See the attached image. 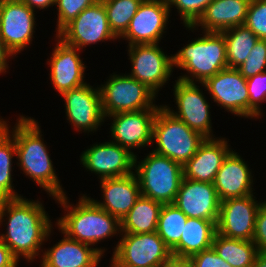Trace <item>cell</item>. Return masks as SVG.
<instances>
[{"instance_id":"f546056e","label":"cell","mask_w":266,"mask_h":267,"mask_svg":"<svg viewBox=\"0 0 266 267\" xmlns=\"http://www.w3.org/2000/svg\"><path fill=\"white\" fill-rule=\"evenodd\" d=\"M16 156L13 136L0 124V197L14 199L22 197L12 185V159Z\"/></svg>"},{"instance_id":"4316f807","label":"cell","mask_w":266,"mask_h":267,"mask_svg":"<svg viewBox=\"0 0 266 267\" xmlns=\"http://www.w3.org/2000/svg\"><path fill=\"white\" fill-rule=\"evenodd\" d=\"M163 204L140 196L121 222V233L145 234L157 230Z\"/></svg>"},{"instance_id":"9c48e42d","label":"cell","mask_w":266,"mask_h":267,"mask_svg":"<svg viewBox=\"0 0 266 267\" xmlns=\"http://www.w3.org/2000/svg\"><path fill=\"white\" fill-rule=\"evenodd\" d=\"M120 235L122 239L114 247L113 256L126 266L159 267L172 255L157 232Z\"/></svg>"},{"instance_id":"603a6c76","label":"cell","mask_w":266,"mask_h":267,"mask_svg":"<svg viewBox=\"0 0 266 267\" xmlns=\"http://www.w3.org/2000/svg\"><path fill=\"white\" fill-rule=\"evenodd\" d=\"M220 201L253 194V176L237 152L231 150L223 160L213 182Z\"/></svg>"},{"instance_id":"ac0fdd59","label":"cell","mask_w":266,"mask_h":267,"mask_svg":"<svg viewBox=\"0 0 266 267\" xmlns=\"http://www.w3.org/2000/svg\"><path fill=\"white\" fill-rule=\"evenodd\" d=\"M158 109L121 112L106 116L113 120L110 131L112 142L128 149L144 148L152 141L153 122Z\"/></svg>"},{"instance_id":"5bb4252c","label":"cell","mask_w":266,"mask_h":267,"mask_svg":"<svg viewBox=\"0 0 266 267\" xmlns=\"http://www.w3.org/2000/svg\"><path fill=\"white\" fill-rule=\"evenodd\" d=\"M67 120L78 132H93L105 121L99 87L85 83L61 94Z\"/></svg>"},{"instance_id":"74e56055","label":"cell","mask_w":266,"mask_h":267,"mask_svg":"<svg viewBox=\"0 0 266 267\" xmlns=\"http://www.w3.org/2000/svg\"><path fill=\"white\" fill-rule=\"evenodd\" d=\"M190 260L194 267H232L215 252L213 247L190 256Z\"/></svg>"},{"instance_id":"7402d4cb","label":"cell","mask_w":266,"mask_h":267,"mask_svg":"<svg viewBox=\"0 0 266 267\" xmlns=\"http://www.w3.org/2000/svg\"><path fill=\"white\" fill-rule=\"evenodd\" d=\"M64 234L53 247L42 254L41 267H97L105 248H92Z\"/></svg>"},{"instance_id":"5b68a950","label":"cell","mask_w":266,"mask_h":267,"mask_svg":"<svg viewBox=\"0 0 266 267\" xmlns=\"http://www.w3.org/2000/svg\"><path fill=\"white\" fill-rule=\"evenodd\" d=\"M137 158L135 155L134 171L139 180L141 196L161 204L174 203L183 179V165L153 151L141 162Z\"/></svg>"},{"instance_id":"1f68e13d","label":"cell","mask_w":266,"mask_h":267,"mask_svg":"<svg viewBox=\"0 0 266 267\" xmlns=\"http://www.w3.org/2000/svg\"><path fill=\"white\" fill-rule=\"evenodd\" d=\"M104 4L109 26L114 35L120 37L127 30L143 0H101Z\"/></svg>"},{"instance_id":"e575fe53","label":"cell","mask_w":266,"mask_h":267,"mask_svg":"<svg viewBox=\"0 0 266 267\" xmlns=\"http://www.w3.org/2000/svg\"><path fill=\"white\" fill-rule=\"evenodd\" d=\"M169 9L175 8L178 10L184 26H192L203 14L205 8L213 0H166Z\"/></svg>"},{"instance_id":"d6a6232c","label":"cell","mask_w":266,"mask_h":267,"mask_svg":"<svg viewBox=\"0 0 266 267\" xmlns=\"http://www.w3.org/2000/svg\"><path fill=\"white\" fill-rule=\"evenodd\" d=\"M249 118L261 117V102H266V71L247 78Z\"/></svg>"},{"instance_id":"2e32d148","label":"cell","mask_w":266,"mask_h":267,"mask_svg":"<svg viewBox=\"0 0 266 267\" xmlns=\"http://www.w3.org/2000/svg\"><path fill=\"white\" fill-rule=\"evenodd\" d=\"M170 10L166 0H143L120 38L126 39L128 46L159 43L167 29Z\"/></svg>"},{"instance_id":"d6986e66","label":"cell","mask_w":266,"mask_h":267,"mask_svg":"<svg viewBox=\"0 0 266 267\" xmlns=\"http://www.w3.org/2000/svg\"><path fill=\"white\" fill-rule=\"evenodd\" d=\"M220 202L213 183L183 178L173 204L187 217L217 223Z\"/></svg>"},{"instance_id":"83f0119b","label":"cell","mask_w":266,"mask_h":267,"mask_svg":"<svg viewBox=\"0 0 266 267\" xmlns=\"http://www.w3.org/2000/svg\"><path fill=\"white\" fill-rule=\"evenodd\" d=\"M212 247L232 267H252L259 253L253 241L227 238L217 232L213 237Z\"/></svg>"},{"instance_id":"e0dca14e","label":"cell","mask_w":266,"mask_h":267,"mask_svg":"<svg viewBox=\"0 0 266 267\" xmlns=\"http://www.w3.org/2000/svg\"><path fill=\"white\" fill-rule=\"evenodd\" d=\"M35 11L22 1L0 5V37L13 55L27 48L35 32Z\"/></svg>"},{"instance_id":"44dd1931","label":"cell","mask_w":266,"mask_h":267,"mask_svg":"<svg viewBox=\"0 0 266 267\" xmlns=\"http://www.w3.org/2000/svg\"><path fill=\"white\" fill-rule=\"evenodd\" d=\"M99 182L104 201L91 199L100 208L121 221L141 196L140 184L135 172L122 177L100 179Z\"/></svg>"},{"instance_id":"ba28073f","label":"cell","mask_w":266,"mask_h":267,"mask_svg":"<svg viewBox=\"0 0 266 267\" xmlns=\"http://www.w3.org/2000/svg\"><path fill=\"white\" fill-rule=\"evenodd\" d=\"M155 44H135L128 46L131 61L129 76L145 84L158 94L165 83H168L173 72V56H168Z\"/></svg>"},{"instance_id":"f35d334b","label":"cell","mask_w":266,"mask_h":267,"mask_svg":"<svg viewBox=\"0 0 266 267\" xmlns=\"http://www.w3.org/2000/svg\"><path fill=\"white\" fill-rule=\"evenodd\" d=\"M252 241L257 246L258 252L266 254V203L264 201L260 205L256 216Z\"/></svg>"},{"instance_id":"ffe728a7","label":"cell","mask_w":266,"mask_h":267,"mask_svg":"<svg viewBox=\"0 0 266 267\" xmlns=\"http://www.w3.org/2000/svg\"><path fill=\"white\" fill-rule=\"evenodd\" d=\"M56 38L57 43L47 62L50 65L51 83L59 94H62L87 83L84 82L86 66L77 47L66 44L57 35Z\"/></svg>"},{"instance_id":"f1b7e54d","label":"cell","mask_w":266,"mask_h":267,"mask_svg":"<svg viewBox=\"0 0 266 267\" xmlns=\"http://www.w3.org/2000/svg\"><path fill=\"white\" fill-rule=\"evenodd\" d=\"M221 33L225 37L228 68H238L249 56L259 38L245 25Z\"/></svg>"},{"instance_id":"60d3db41","label":"cell","mask_w":266,"mask_h":267,"mask_svg":"<svg viewBox=\"0 0 266 267\" xmlns=\"http://www.w3.org/2000/svg\"><path fill=\"white\" fill-rule=\"evenodd\" d=\"M159 267H194L190 257H179L171 255Z\"/></svg>"},{"instance_id":"bcb514c9","label":"cell","mask_w":266,"mask_h":267,"mask_svg":"<svg viewBox=\"0 0 266 267\" xmlns=\"http://www.w3.org/2000/svg\"><path fill=\"white\" fill-rule=\"evenodd\" d=\"M1 3L3 2H17V1H23V0H0Z\"/></svg>"},{"instance_id":"f6af8a7d","label":"cell","mask_w":266,"mask_h":267,"mask_svg":"<svg viewBox=\"0 0 266 267\" xmlns=\"http://www.w3.org/2000/svg\"><path fill=\"white\" fill-rule=\"evenodd\" d=\"M109 267H129V266H126V265L122 264L114 256H112L111 265Z\"/></svg>"},{"instance_id":"30bf717a","label":"cell","mask_w":266,"mask_h":267,"mask_svg":"<svg viewBox=\"0 0 266 267\" xmlns=\"http://www.w3.org/2000/svg\"><path fill=\"white\" fill-rule=\"evenodd\" d=\"M55 35L79 50L90 44L118 39L110 29L107 13L101 0L85 8Z\"/></svg>"},{"instance_id":"8992f818","label":"cell","mask_w":266,"mask_h":267,"mask_svg":"<svg viewBox=\"0 0 266 267\" xmlns=\"http://www.w3.org/2000/svg\"><path fill=\"white\" fill-rule=\"evenodd\" d=\"M205 139L202 134L172 115L163 105L158 109L153 122L152 141H156L154 153L184 165L195 155Z\"/></svg>"},{"instance_id":"ee69618b","label":"cell","mask_w":266,"mask_h":267,"mask_svg":"<svg viewBox=\"0 0 266 267\" xmlns=\"http://www.w3.org/2000/svg\"><path fill=\"white\" fill-rule=\"evenodd\" d=\"M252 267H266V254L259 252L255 257Z\"/></svg>"},{"instance_id":"836d02e7","label":"cell","mask_w":266,"mask_h":267,"mask_svg":"<svg viewBox=\"0 0 266 267\" xmlns=\"http://www.w3.org/2000/svg\"><path fill=\"white\" fill-rule=\"evenodd\" d=\"M246 79L266 71V40L259 39L249 56L237 68Z\"/></svg>"},{"instance_id":"7bdbcfd3","label":"cell","mask_w":266,"mask_h":267,"mask_svg":"<svg viewBox=\"0 0 266 267\" xmlns=\"http://www.w3.org/2000/svg\"><path fill=\"white\" fill-rule=\"evenodd\" d=\"M24 4H26L30 9H47L49 6H54L56 4V0H23Z\"/></svg>"},{"instance_id":"6da1fadb","label":"cell","mask_w":266,"mask_h":267,"mask_svg":"<svg viewBox=\"0 0 266 267\" xmlns=\"http://www.w3.org/2000/svg\"><path fill=\"white\" fill-rule=\"evenodd\" d=\"M6 234L0 239L9 247L19 261H33L43 249L41 246L51 234L52 222L41 202L19 197L4 199L0 204V225L6 217ZM41 250V251H40ZM20 256V257H19Z\"/></svg>"},{"instance_id":"52a82bcc","label":"cell","mask_w":266,"mask_h":267,"mask_svg":"<svg viewBox=\"0 0 266 267\" xmlns=\"http://www.w3.org/2000/svg\"><path fill=\"white\" fill-rule=\"evenodd\" d=\"M99 90L105 118L111 114L159 109L162 106L153 104L157 95L151 89L128 74L111 75L104 85L99 86Z\"/></svg>"},{"instance_id":"7a4b0ae2","label":"cell","mask_w":266,"mask_h":267,"mask_svg":"<svg viewBox=\"0 0 266 267\" xmlns=\"http://www.w3.org/2000/svg\"><path fill=\"white\" fill-rule=\"evenodd\" d=\"M13 131L7 121L0 118V124L13 136L16 146L17 166L43 190L54 198L63 196L65 192L60 185L53 162L46 144L42 139L40 125L34 118L19 116Z\"/></svg>"},{"instance_id":"cb8c5ba5","label":"cell","mask_w":266,"mask_h":267,"mask_svg":"<svg viewBox=\"0 0 266 267\" xmlns=\"http://www.w3.org/2000/svg\"><path fill=\"white\" fill-rule=\"evenodd\" d=\"M229 146L225 138H206L183 165V178L213 183L223 160L232 150Z\"/></svg>"},{"instance_id":"8d00e7d4","label":"cell","mask_w":266,"mask_h":267,"mask_svg":"<svg viewBox=\"0 0 266 267\" xmlns=\"http://www.w3.org/2000/svg\"><path fill=\"white\" fill-rule=\"evenodd\" d=\"M244 25L266 40V0H251Z\"/></svg>"},{"instance_id":"4fadbf2b","label":"cell","mask_w":266,"mask_h":267,"mask_svg":"<svg viewBox=\"0 0 266 267\" xmlns=\"http://www.w3.org/2000/svg\"><path fill=\"white\" fill-rule=\"evenodd\" d=\"M205 87L213 101L237 116L249 118L247 79L237 68H225L208 78Z\"/></svg>"},{"instance_id":"8fae6325","label":"cell","mask_w":266,"mask_h":267,"mask_svg":"<svg viewBox=\"0 0 266 267\" xmlns=\"http://www.w3.org/2000/svg\"><path fill=\"white\" fill-rule=\"evenodd\" d=\"M254 195L228 198L220 202L216 232L224 237L252 241L256 216L262 201Z\"/></svg>"},{"instance_id":"277c9868","label":"cell","mask_w":266,"mask_h":267,"mask_svg":"<svg viewBox=\"0 0 266 267\" xmlns=\"http://www.w3.org/2000/svg\"><path fill=\"white\" fill-rule=\"evenodd\" d=\"M202 33L203 37L190 41L173 55V66L188 72V75L184 74L177 79L190 83L199 81L202 84L220 70L228 68L223 34Z\"/></svg>"},{"instance_id":"d4e9b609","label":"cell","mask_w":266,"mask_h":267,"mask_svg":"<svg viewBox=\"0 0 266 267\" xmlns=\"http://www.w3.org/2000/svg\"><path fill=\"white\" fill-rule=\"evenodd\" d=\"M251 0H213L200 18L192 25L195 30L201 26L204 32L221 33L227 29L244 25Z\"/></svg>"},{"instance_id":"d590c367","label":"cell","mask_w":266,"mask_h":267,"mask_svg":"<svg viewBox=\"0 0 266 267\" xmlns=\"http://www.w3.org/2000/svg\"><path fill=\"white\" fill-rule=\"evenodd\" d=\"M99 0H56L58 18L56 33L58 34L68 23L75 19L85 8Z\"/></svg>"},{"instance_id":"484cf974","label":"cell","mask_w":266,"mask_h":267,"mask_svg":"<svg viewBox=\"0 0 266 267\" xmlns=\"http://www.w3.org/2000/svg\"><path fill=\"white\" fill-rule=\"evenodd\" d=\"M215 233L214 221L188 217L180 242L171 250L172 255L190 257L212 247Z\"/></svg>"},{"instance_id":"b9f144b4","label":"cell","mask_w":266,"mask_h":267,"mask_svg":"<svg viewBox=\"0 0 266 267\" xmlns=\"http://www.w3.org/2000/svg\"><path fill=\"white\" fill-rule=\"evenodd\" d=\"M14 55L10 52V50L6 47L3 39L0 37V73L7 72L8 69V58Z\"/></svg>"},{"instance_id":"4dcf8cb0","label":"cell","mask_w":266,"mask_h":267,"mask_svg":"<svg viewBox=\"0 0 266 267\" xmlns=\"http://www.w3.org/2000/svg\"><path fill=\"white\" fill-rule=\"evenodd\" d=\"M187 219L173 203L163 204L156 232L171 250L180 242Z\"/></svg>"},{"instance_id":"3957f363","label":"cell","mask_w":266,"mask_h":267,"mask_svg":"<svg viewBox=\"0 0 266 267\" xmlns=\"http://www.w3.org/2000/svg\"><path fill=\"white\" fill-rule=\"evenodd\" d=\"M54 199L67 212L56 222L59 231L67 237L95 246V243L121 233L120 220L100 208L91 198L83 195L76 206L69 204L66 194Z\"/></svg>"},{"instance_id":"9a60e30c","label":"cell","mask_w":266,"mask_h":267,"mask_svg":"<svg viewBox=\"0 0 266 267\" xmlns=\"http://www.w3.org/2000/svg\"><path fill=\"white\" fill-rule=\"evenodd\" d=\"M134 152L109 142L94 144L82 152L80 162L87 171L99 176V179L122 177L134 173Z\"/></svg>"},{"instance_id":"7c38bea8","label":"cell","mask_w":266,"mask_h":267,"mask_svg":"<svg viewBox=\"0 0 266 267\" xmlns=\"http://www.w3.org/2000/svg\"><path fill=\"white\" fill-rule=\"evenodd\" d=\"M196 84L175 80L173 95L178 111L171 110L167 105L163 106L192 130L199 132L205 138H214L211 129L210 104Z\"/></svg>"},{"instance_id":"ab89813d","label":"cell","mask_w":266,"mask_h":267,"mask_svg":"<svg viewBox=\"0 0 266 267\" xmlns=\"http://www.w3.org/2000/svg\"><path fill=\"white\" fill-rule=\"evenodd\" d=\"M18 262L9 247L0 239V267H17Z\"/></svg>"}]
</instances>
